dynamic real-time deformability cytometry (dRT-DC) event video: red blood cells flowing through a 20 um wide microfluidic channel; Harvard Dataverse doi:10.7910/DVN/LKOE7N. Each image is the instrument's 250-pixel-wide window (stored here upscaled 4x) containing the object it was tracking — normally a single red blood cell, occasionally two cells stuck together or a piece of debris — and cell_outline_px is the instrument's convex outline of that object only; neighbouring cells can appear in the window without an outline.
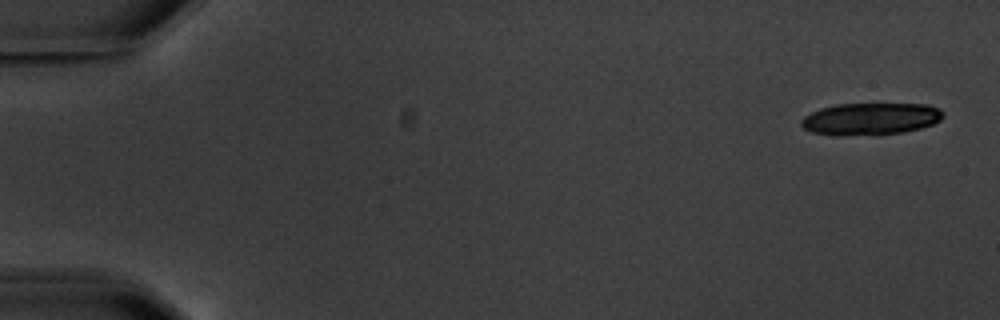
{"species": "common noctule bat (a hibernating species)", "species_latin": "Nyctalus noctula", "temperature_condition": "warm", "stored_images_in_passage": 5, "camera_frame_rate_fps": 3000, "um_per_image_px": 0.085, "animal": {"sex": "male", "body_mass_g": 20.1, "forearm_length_mm": 53.5}, "frame": {"image": 1, "passage_image": 1, "time_ms": 0.0, "image_size_px": [1000, 320], "cell_outline_px": [[944, 116], [940, 120], [932, 124], [920, 128], [904, 132], [876, 136], [836, 136], [812, 132], [804, 128], [800, 124], [800, 120], [804, 116], [820, 108], [836, 104], [928, 104], [940, 108], [944, 112]], "centroid_in_image_um": [74.0, 10.12], "position_along_channel_um": 11.0, "area_um2": 27.11}}